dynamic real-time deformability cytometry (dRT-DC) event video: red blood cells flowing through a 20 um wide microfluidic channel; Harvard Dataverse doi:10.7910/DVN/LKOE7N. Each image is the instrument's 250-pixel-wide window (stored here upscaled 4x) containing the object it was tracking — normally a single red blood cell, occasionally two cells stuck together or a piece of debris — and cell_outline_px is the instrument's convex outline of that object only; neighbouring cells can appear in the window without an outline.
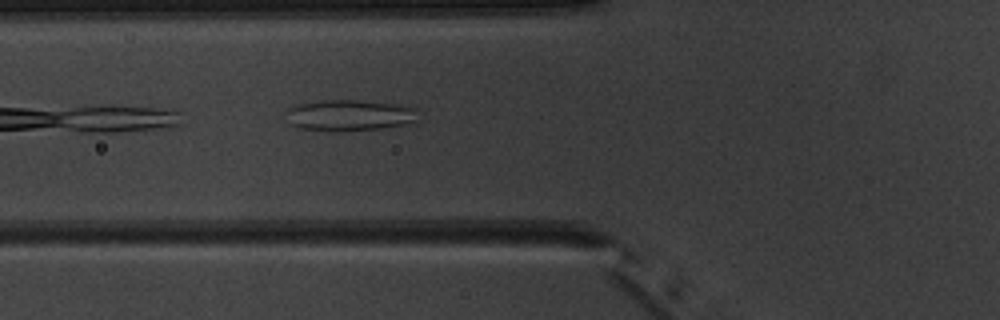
{"species": "common noctule bat (a hibernating species)", "species_latin": "Nyctalus noctula", "temperature_condition": "warm", "stored_images_in_passage": 5, "camera_frame_rate_fps": 3000, "um_per_image_px": 0.085, "animal": {"sex": "male", "body_mass_g": 20.1, "forearm_length_mm": 53.5}, "frame": {"image": 1, "passage_image": 5, "time_ms": 5.667, "image_size_px": [1000, 320], "cell_outline_px": [[416, 124], [380, 128], [300, 128], [292, 124], [288, 108], [292, 104], [324, 100], [352, 100], [408, 104], [416, 108]], "centroid_in_image_um": [29.86, 9.73], "position_along_channel_um": 95.9, "area_um2": 23.12}}